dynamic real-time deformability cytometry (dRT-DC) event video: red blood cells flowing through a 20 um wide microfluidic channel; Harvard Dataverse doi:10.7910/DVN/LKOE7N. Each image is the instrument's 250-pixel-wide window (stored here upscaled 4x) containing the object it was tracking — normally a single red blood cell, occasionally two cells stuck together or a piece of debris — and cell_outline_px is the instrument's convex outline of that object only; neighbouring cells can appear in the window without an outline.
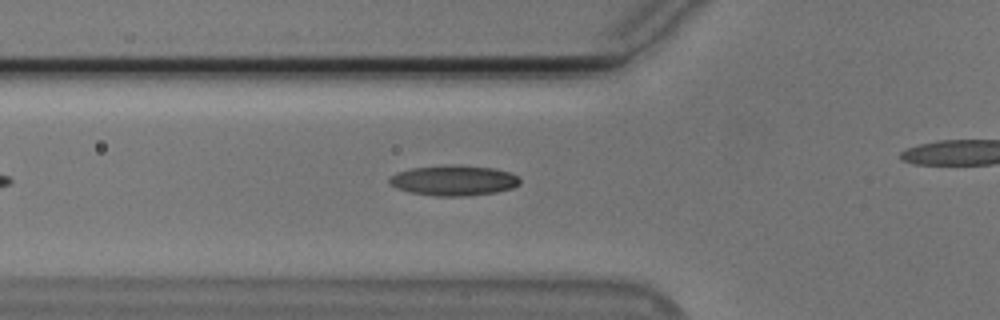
{"species": "Egyptian fruit bat (a non-hibernating species)", "species_latin": "Rousettus aegyptiacus", "temperature_condition": "cold", "stored_images_in_passage": 24, "camera_frame_rate_fps": 3000, "um_per_image_px": 0.085, "animal": {"sex": "male"}, "frame": {"image": 1, "passage_image": 4, "time_ms": 1.0, "image_size_px": [1000, 320], "cell_outline_px": [[520, 184], [512, 188], [496, 192], [468, 196], [436, 196], [412, 192], [396, 188], [388, 180], [396, 172], [412, 168], [444, 164], [452, 164], [492, 168], [508, 172], [516, 176], [520, 180]], "centroid_in_image_um": [38.56, 15.33], "position_along_channel_um": 87.2, "area_um2": 23.0}}
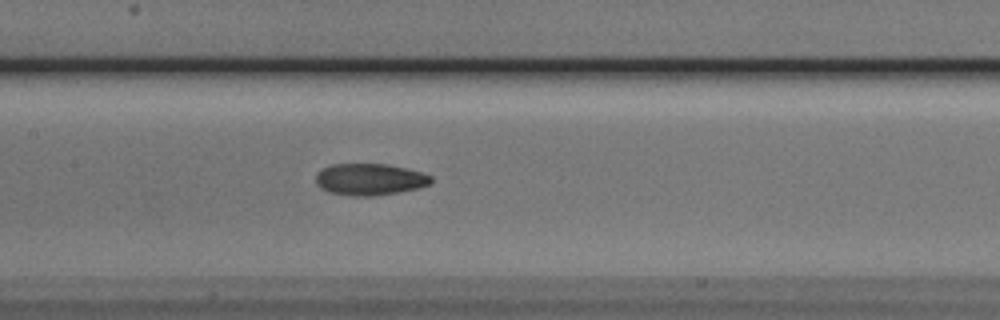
{"frame": {"image": 2, "passage_image": 11, "time_ms": 3.333, "image_size_px": [1000, 320], "cell_outline_px": [[432, 184], [420, 188], [372, 196], [352, 196], [328, 192], [320, 188], [316, 184], [316, 172], [332, 164], [388, 164], [420, 172], [432, 176]], "centroid_in_image_um": [31.42, 15.25], "position_along_channel_um": 176.0, "area_um2": 21.33}}
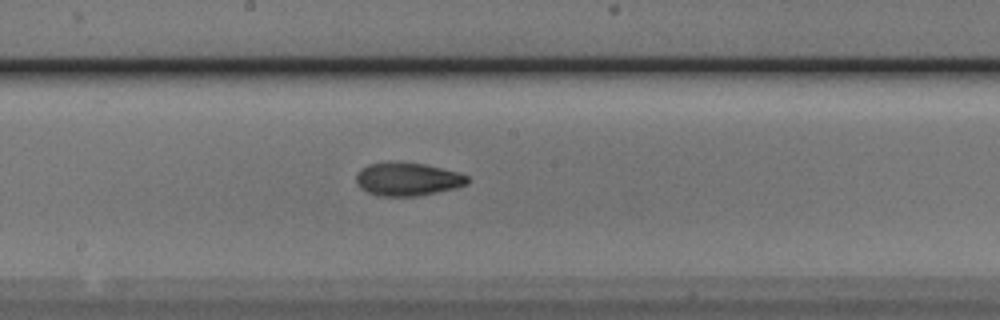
{"frame": {"image": 3, "passage_image": 14, "time_ms": 4.333, "image_size_px": [1000, 320], "cell_outline_px": [[468, 184], [456, 188], [420, 196], [376, 196], [360, 188], [356, 184], [356, 176], [368, 164], [424, 164], [456, 172], [468, 176]], "centroid_in_image_um": [34.67, 15.28], "position_along_channel_um": 213.5, "area_um2": 20.92}}